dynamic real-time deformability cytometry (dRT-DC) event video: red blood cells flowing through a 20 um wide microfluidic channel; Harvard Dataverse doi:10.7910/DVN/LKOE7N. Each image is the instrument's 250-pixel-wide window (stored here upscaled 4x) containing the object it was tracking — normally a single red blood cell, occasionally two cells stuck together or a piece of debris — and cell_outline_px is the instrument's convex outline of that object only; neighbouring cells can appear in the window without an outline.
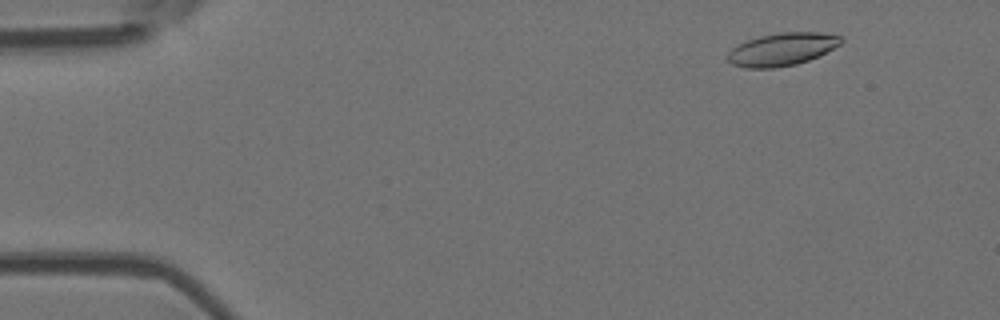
{"species": "Egyptian fruit bat (a non-hibernating species)", "species_latin": "Rousettus aegyptiacus", "temperature_condition": "room temperature", "stored_images_in_passage": 4, "camera_frame_rate_fps": 3000, "um_per_image_px": 0.085, "animal": {"sex": "female"}, "frame": {"image": 1, "passage_image": 2, "time_ms": 1.0, "image_size_px": [1000, 320], "cell_outline_px": [[844, 40], [840, 44], [808, 60], [796, 64], [776, 68], [744, 68], [732, 64], [728, 60], [728, 52], [732, 48], [748, 40], [760, 36], [780, 32], [820, 32], [840, 36]], "centroid_in_image_um": [66.45, 4.19], "position_along_channel_um": 18.5, "area_um2": 21.39}}